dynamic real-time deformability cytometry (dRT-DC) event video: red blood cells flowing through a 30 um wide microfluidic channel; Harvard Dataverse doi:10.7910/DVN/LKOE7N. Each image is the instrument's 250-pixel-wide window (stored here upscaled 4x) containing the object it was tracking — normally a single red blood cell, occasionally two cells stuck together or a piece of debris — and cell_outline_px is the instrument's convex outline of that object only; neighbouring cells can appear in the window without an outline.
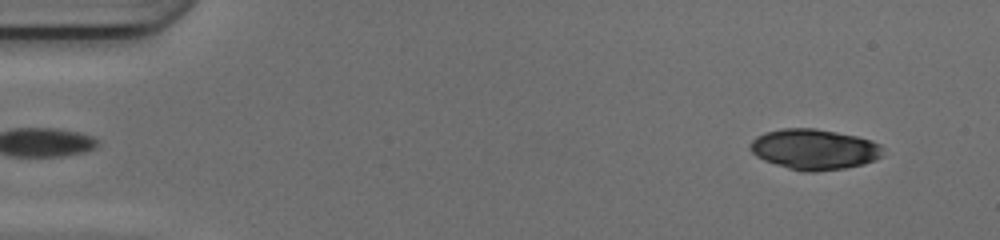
{"species": "common noctule bat (a hibernating species)", "species_latin": "Nyctalus noctula", "temperature_condition": "cold", "stored_images_in_passage": 48, "camera_frame_rate_fps": 3000, "um_per_image_px": 0.085, "animal": {"sex": "female", "body_mass_g": 17.0, "forearm_length_mm": 48.0}, "frame": {"image": 1, "passage_image": 4, "time_ms": 1.0, "image_size_px": [1000, 240], "cell_outline_px": [[884, 156], [876, 160], [864, 164], [844, 168], [812, 172], [804, 172], [788, 168], [764, 160], [756, 156], [748, 148], [748, 144], [756, 136], [764, 132], [784, 128], [816, 128], [856, 136], [872, 140], [880, 144], [884, 148]], "centroid_in_image_um": [69.22, 12.69], "position_along_channel_um": 15.8, "area_um2": 31.67}}